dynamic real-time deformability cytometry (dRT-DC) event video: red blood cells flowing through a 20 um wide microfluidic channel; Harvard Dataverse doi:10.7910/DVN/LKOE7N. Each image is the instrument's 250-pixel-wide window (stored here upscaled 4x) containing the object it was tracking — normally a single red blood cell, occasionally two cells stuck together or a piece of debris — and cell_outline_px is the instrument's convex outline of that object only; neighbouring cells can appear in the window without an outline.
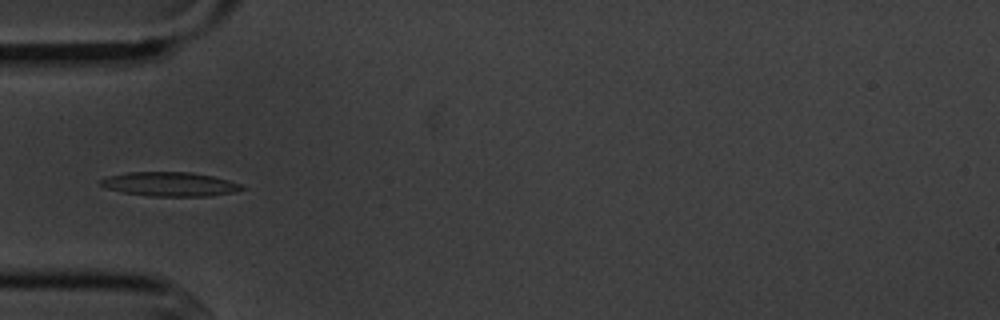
{"species": "common noctule bat (a hibernating species)", "species_latin": "Nyctalus noctula", "temperature_condition": "cold", "stored_images_in_passage": 14, "camera_frame_rate_fps": 3000, "um_per_image_px": 0.085, "animal": {"sex": "male", "body_mass_g": 20.1, "forearm_length_mm": 53.5}, "frame": {"image": 1, "passage_image": 4, "time_ms": 4.333, "image_size_px": [1000, 320], "cell_outline_px": [[248, 188], [236, 192], [208, 196], [148, 196], [124, 192], [108, 188], [96, 184], [100, 180], [108, 176], [128, 172], [192, 172], [212, 176], [228, 180], [240, 184]], "centroid_in_image_um": [14.45, 15.65], "position_along_channel_um": 70.5, "area_um2": 19.94}}
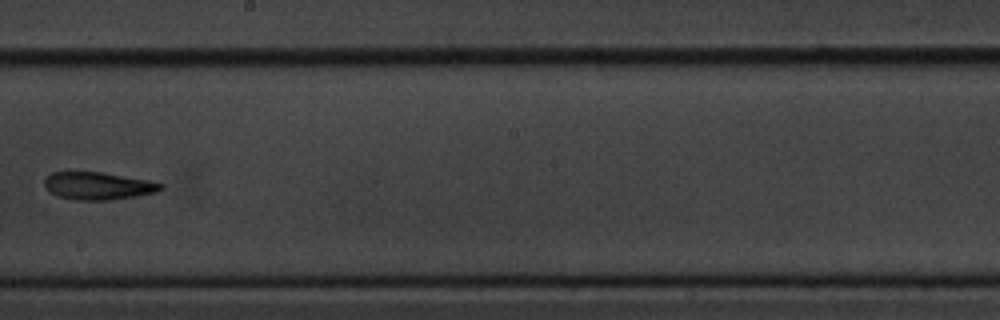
{"frame": {"image": 2, "passage_image": 8, "time_ms": 9.0, "image_size_px": [1000, 320], "cell_outline_px": [[164, 188], [156, 192], [136, 196], [108, 200], [76, 200], [56, 196], [44, 188], [44, 176], [52, 172], [100, 172], [148, 180], [164, 184]], "centroid_in_image_um": [8.29, 15.8], "position_along_channel_um": 239.9, "area_um2": 18.79}}
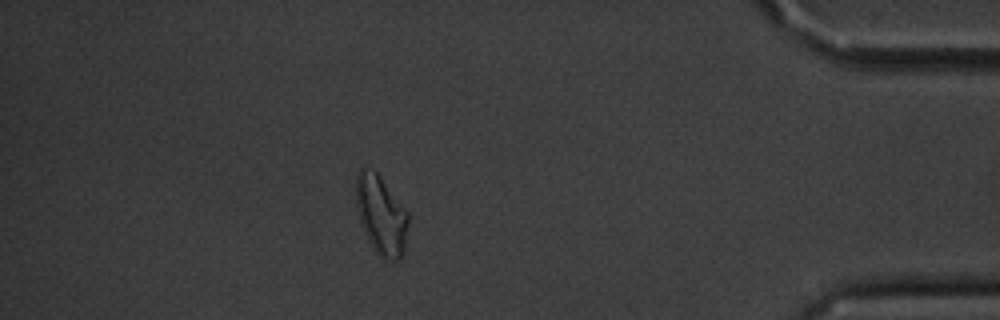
{"frame": {"image": 3, "passage_image": 13, "time_ms": 14.667, "image_size_px": [1000, 320], "cell_outline_px": [[408, 224], [404, 252], [396, 260], [392, 260], [380, 256], [372, 248], [368, 240], [360, 220], [356, 208], [356, 172], [360, 168], [364, 168], [376, 172], [380, 176], [408, 212]], "centroid_in_image_um": [32.38, 18.27], "position_along_channel_um": 402.8, "area_um2": 23.87}}